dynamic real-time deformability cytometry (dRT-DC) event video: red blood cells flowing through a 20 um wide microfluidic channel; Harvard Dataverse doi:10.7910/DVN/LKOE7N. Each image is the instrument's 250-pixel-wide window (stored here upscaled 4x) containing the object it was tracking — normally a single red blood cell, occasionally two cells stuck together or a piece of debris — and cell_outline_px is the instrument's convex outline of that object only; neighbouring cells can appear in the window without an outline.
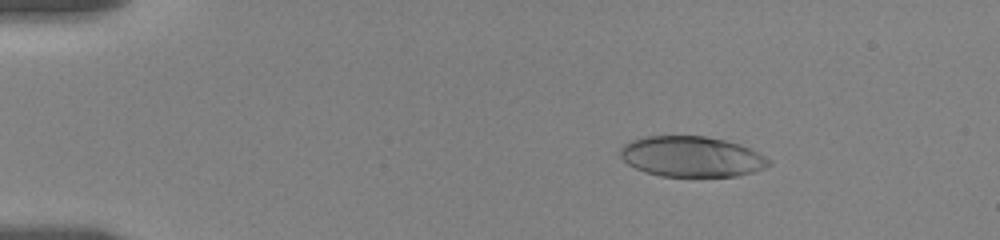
{"species": "human", "species_latin": "Homo sapiens", "temperature_condition": "room temperature", "stored_images_in_passage": 49, "camera_frame_rate_fps": 3000, "um_per_image_px": 0.085, "donor": {"sex": "female"}, "frame": {"image": 1, "passage_image": 3, "time_ms": 0.667, "image_size_px": [1000, 240], "cell_outline_px": [[772, 164], [764, 168], [752, 172], [736, 176], [660, 176], [644, 172], [628, 164], [620, 156], [620, 148], [624, 144], [632, 140], [644, 136], [704, 136], [724, 140], [740, 144], [772, 160]], "centroid_in_image_um": [58.77, 13.31], "position_along_channel_um": 26.2, "area_um2": 35.03}}
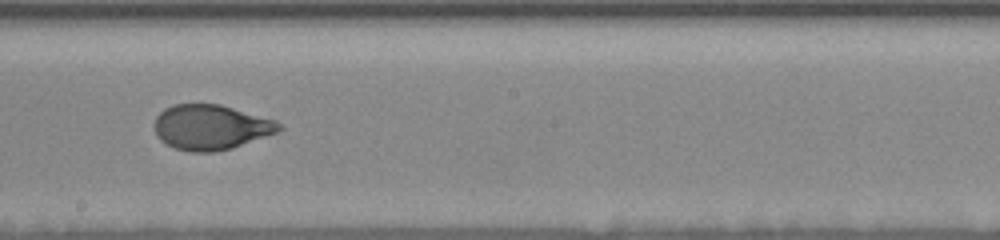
{"frame": {"image": 2, "passage_image": 27, "time_ms": 8.667, "image_size_px": [1000, 240], "cell_outline_px": [[284, 128], [276, 132], [232, 148], [212, 152], [188, 152], [164, 144], [156, 136], [152, 124], [156, 116], [164, 108], [172, 104], [220, 104], [276, 120]], "centroid_in_image_um": [17.86, 10.81], "position_along_channel_um": 230.3, "area_um2": 32.95}}
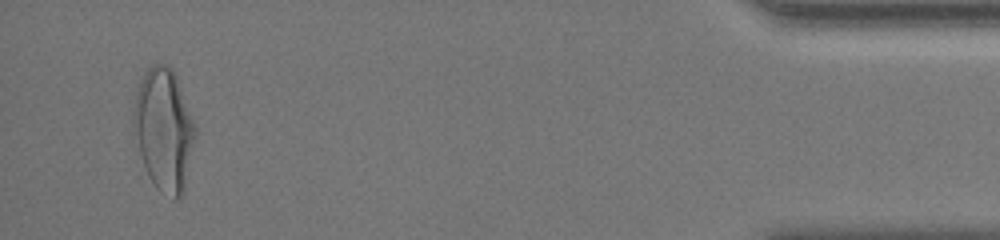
{"frame": {"image": 3, "passage_image": 48, "time_ms": 15.667, "image_size_px": [1000, 240], "cell_outline_px": [[196, 136], [184, 192], [176, 200], [172, 200], [160, 192], [156, 188], [148, 176], [132, 128], [132, 112], [136, 92], [140, 80], [144, 72], [152, 64], [168, 64], [172, 68], [176, 76], [196, 128]], "centroid_in_image_um": [13.92, 11.03], "position_along_channel_um": 421.3, "area_um2": 44.22}, "authors_computed_cell_mechanics": {"area_um2": 34.102, "velocity_mm_per_s": 3.5138, "shape_relaxation_time_tau1_ms": 6.7312, "shape_relaxation_time_tau2_ms": null, "deformation_change_tau1": 0.1996, "deformation_change_tau2": null}}